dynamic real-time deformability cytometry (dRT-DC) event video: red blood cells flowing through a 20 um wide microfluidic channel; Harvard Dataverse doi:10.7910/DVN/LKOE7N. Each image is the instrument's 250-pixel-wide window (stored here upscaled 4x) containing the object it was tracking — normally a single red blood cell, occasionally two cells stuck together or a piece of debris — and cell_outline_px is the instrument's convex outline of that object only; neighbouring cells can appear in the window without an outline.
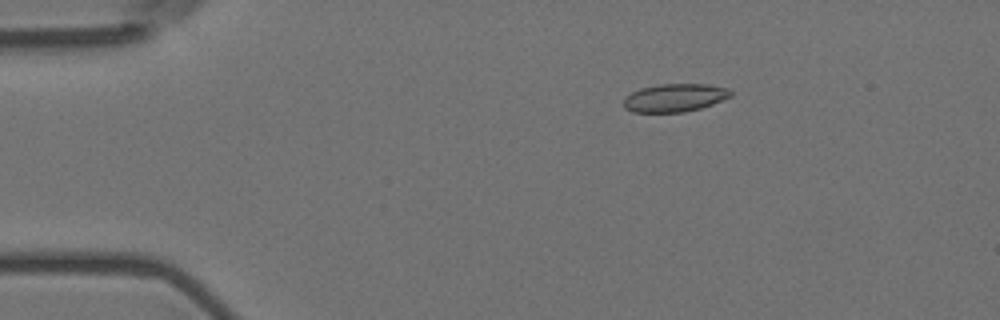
{"species": "Egyptian fruit bat (a non-hibernating species)", "species_latin": "Rousettus aegyptiacus", "temperature_condition": "room temperature", "stored_images_in_passage": 5, "camera_frame_rate_fps": 3000, "um_per_image_px": 0.085, "animal": {"sex": "female"}, "frame": {"image": 1, "passage_image": 3, "time_ms": 0.667, "image_size_px": [1000, 320], "cell_outline_px": [[732, 96], [712, 104], [700, 108], [684, 112], [632, 112], [624, 108], [624, 96], [640, 88], [660, 84], [708, 84], [728, 88], [732, 92]], "centroid_in_image_um": [57.34, 8.3], "position_along_channel_um": 27.7, "area_um2": 17.57}}